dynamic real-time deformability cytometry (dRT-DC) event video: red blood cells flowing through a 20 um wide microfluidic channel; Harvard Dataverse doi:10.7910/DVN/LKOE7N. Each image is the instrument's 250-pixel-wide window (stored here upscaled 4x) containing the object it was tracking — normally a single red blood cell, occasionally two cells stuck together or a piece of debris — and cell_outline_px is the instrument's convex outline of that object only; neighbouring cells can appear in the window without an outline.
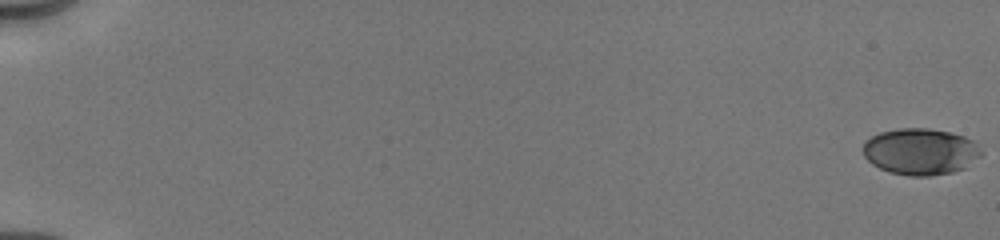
{"species": "human", "species_latin": "Homo sapiens", "temperature_condition": "cold", "stored_images_in_passage": 54, "camera_frame_rate_fps": 3000, "um_per_image_px": 0.085, "donor": {"sex": "male"}, "frame": {"image": 1, "passage_image": 1, "time_ms": 0.0, "image_size_px": [1000, 240], "cell_outline_px": [[984, 152], [980, 156], [964, 168], [952, 172], [928, 176], [908, 176], [888, 172], [872, 164], [864, 156], [860, 148], [864, 140], [880, 132], [900, 128], [928, 128], [948, 132], [964, 136], [976, 140]], "centroid_in_image_um": [78.23, 12.88], "position_along_channel_um": 6.8, "area_um2": 32.48}}
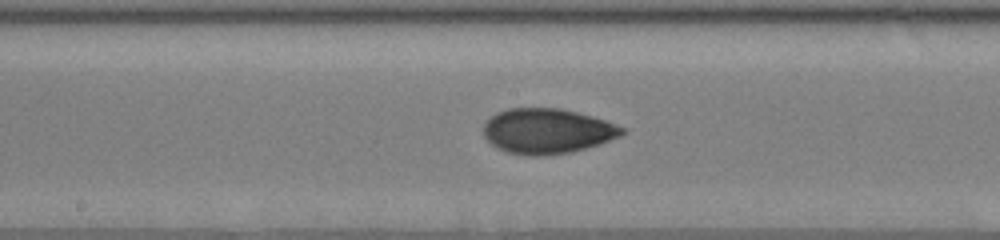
{"frame": {"image": 2, "passage_image": 31, "time_ms": 10.0, "image_size_px": [1000, 240], "cell_outline_px": [[628, 132], [620, 136], [600, 144], [572, 152], [548, 156], [532, 156], [508, 152], [496, 148], [484, 136], [484, 124], [496, 112], [508, 108], [560, 108], [592, 116], [616, 124], [624, 128]], "centroid_in_image_um": [46.53, 11.15], "position_along_channel_um": 201.7, "area_um2": 36.59}}
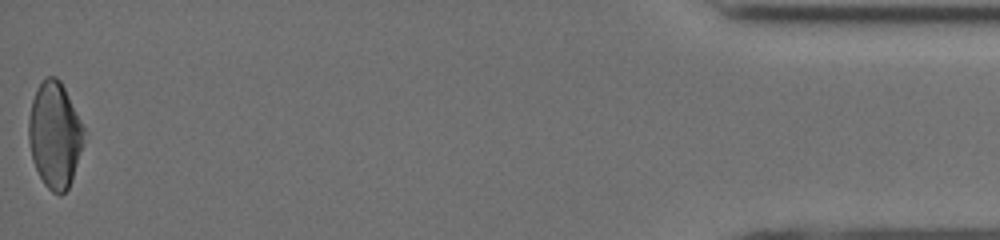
{"frame": {"image": 3, "passage_image": 54, "time_ms": 17.667, "image_size_px": [1000, 240], "cell_outline_px": [[84, 144], [72, 180], [68, 188], [60, 196], [52, 192], [44, 184], [32, 160], [28, 140], [28, 120], [32, 100], [36, 88], [44, 76], [56, 76], [60, 80], [84, 128]], "centroid_in_image_um": [4.64, 11.47], "position_along_channel_um": 430.6, "area_um2": 34.28}, "authors_computed_cell_mechanics": {"area_um2": 34.4777, "velocity_mm_per_s": 4.0239, "shape_relaxation_time_tau1_ms": 4.095, "shape_relaxation_time_tau2_ms": 1.5949, "deformation_change_tau1": 0.1415, "deformation_change_tau2": 0.054}}